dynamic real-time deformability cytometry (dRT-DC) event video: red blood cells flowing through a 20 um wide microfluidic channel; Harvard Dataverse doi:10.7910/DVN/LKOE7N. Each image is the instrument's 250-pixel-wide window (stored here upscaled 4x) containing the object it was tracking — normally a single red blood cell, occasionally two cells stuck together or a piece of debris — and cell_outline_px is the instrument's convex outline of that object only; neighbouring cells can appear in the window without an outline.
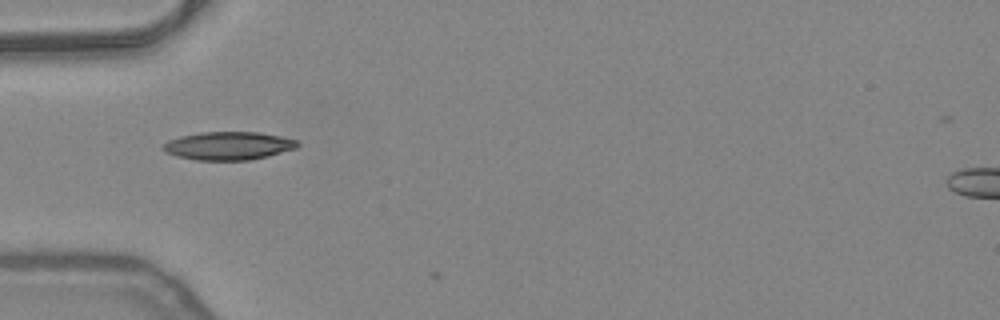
{"species": "common noctule bat (a hibernating species)", "species_latin": "Nyctalus noctula", "temperature_condition": "warm", "stored_images_in_passage": 4, "camera_frame_rate_fps": 3000, "um_per_image_px": 0.085, "animal": {"sex": "female", "body_mass_g": 24.6, "forearm_length_mm": 56.2}, "frame": {"image": 1, "passage_image": 1, "time_ms": 0.0, "image_size_px": [1000, 320], "cell_outline_px": [[300, 144], [296, 148], [268, 156], [248, 160], [196, 160], [176, 156], [164, 152], [160, 148], [168, 140], [180, 136], [200, 132], [256, 132], [280, 136], [296, 140]], "centroid_in_image_um": [19.37, 12.39], "position_along_channel_um": 65.6, "area_um2": 22.08}}